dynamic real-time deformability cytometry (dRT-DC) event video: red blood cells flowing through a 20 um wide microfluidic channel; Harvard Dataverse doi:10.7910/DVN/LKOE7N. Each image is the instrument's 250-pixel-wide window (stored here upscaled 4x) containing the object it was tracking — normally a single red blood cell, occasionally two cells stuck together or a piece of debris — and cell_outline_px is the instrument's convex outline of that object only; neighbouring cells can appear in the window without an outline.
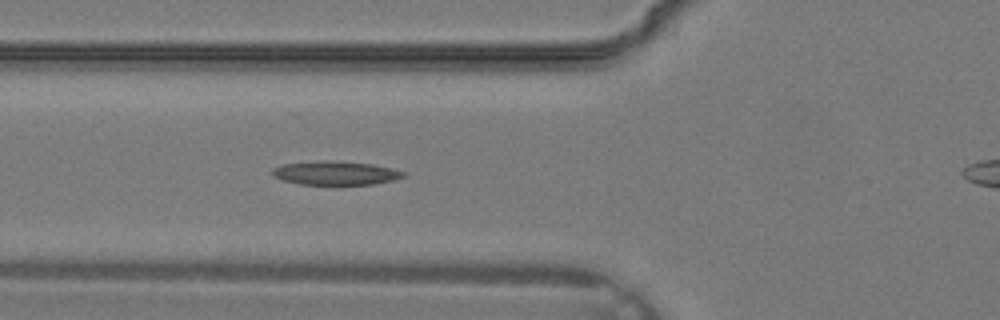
{"species": "common noctule bat (a hibernating species)", "species_latin": "Nyctalus noctula", "temperature_condition": "warm", "stored_images_in_passage": 12, "camera_frame_rate_fps": 3000, "um_per_image_px": 0.085, "animal": {"sex": "male", "body_mass_g": 19.2, "forearm_length_mm": 51.8}, "frame": {"image": 1, "passage_image": 9, "time_ms": 2.667, "image_size_px": [1000, 320], "cell_outline_px": [[404, 176], [392, 180], [372, 184], [300, 184], [284, 180], [272, 176], [272, 168], [280, 164], [328, 160], [372, 164], [392, 168], [404, 172]], "centroid_in_image_um": [28.47, 14.7], "position_along_channel_um": 97.3, "area_um2": 17.92}}
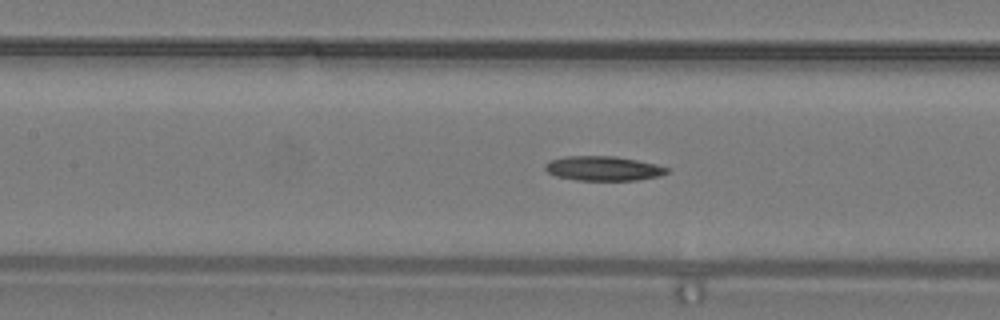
{"frame": {"image": 2, "passage_image": 12, "time_ms": 3.667, "image_size_px": [1000, 320], "cell_outline_px": [[676, 300], [532, 292], [524, 288], [524, 284], [676, 284]], "centroid_in_image_um": [51.83, 24.66], "position_along_channel_um": 155.6, "area_um2": 12.83}}